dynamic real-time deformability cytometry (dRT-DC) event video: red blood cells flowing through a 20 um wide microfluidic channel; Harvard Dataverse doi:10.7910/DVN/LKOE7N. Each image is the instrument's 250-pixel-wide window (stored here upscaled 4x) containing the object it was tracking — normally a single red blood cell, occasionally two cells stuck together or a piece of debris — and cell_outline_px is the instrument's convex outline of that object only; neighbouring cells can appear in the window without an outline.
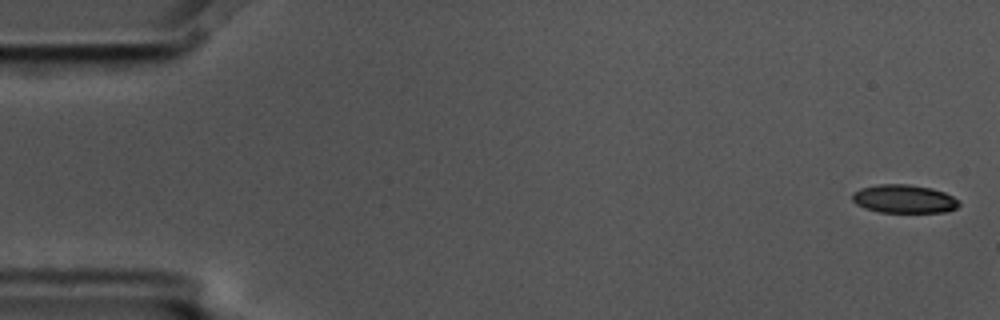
{"species": "common noctule bat (a hibernating species)", "species_latin": "Nyctalus noctula", "temperature_condition": "cold", "stored_images_in_passage": 3, "camera_frame_rate_fps": 3000, "um_per_image_px": 0.085, "animal": {"sex": "male", "body_mass_g": 17.5, "forearm_length_mm": 52.3}, "frame": {"image": 1, "passage_image": 1, "time_ms": 0.0, "image_size_px": [1000, 320], "cell_outline_px": [[960, 204], [956, 208], [944, 212], [880, 212], [864, 208], [856, 204], [852, 200], [852, 192], [860, 188], [880, 184], [908, 184], [932, 188], [944, 192], [960, 200]], "centroid_in_image_um": [76.83, 16.9], "position_along_channel_um": 8.2, "area_um2": 17.74}}